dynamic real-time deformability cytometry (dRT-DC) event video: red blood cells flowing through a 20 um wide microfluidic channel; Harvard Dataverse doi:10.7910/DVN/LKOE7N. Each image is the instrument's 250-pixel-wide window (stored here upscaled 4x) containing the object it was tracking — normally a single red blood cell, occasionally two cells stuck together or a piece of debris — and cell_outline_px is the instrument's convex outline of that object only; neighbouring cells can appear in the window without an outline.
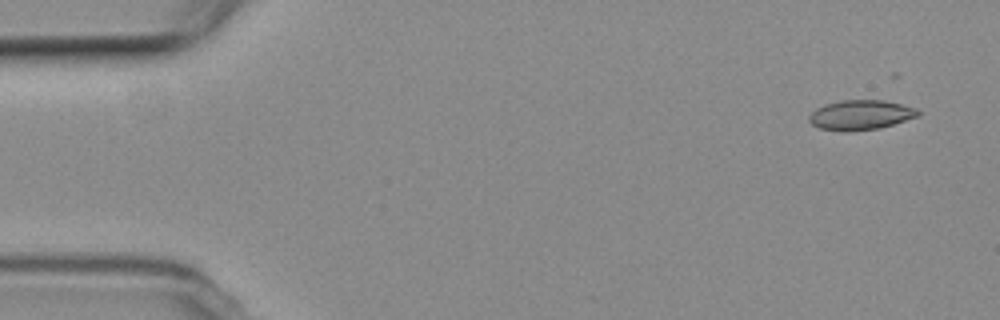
{"species": "common noctule bat (a hibernating species)", "species_latin": "Nyctalus noctula", "temperature_condition": "room temperature", "stored_images_in_passage": 5, "camera_frame_rate_fps": 3000, "um_per_image_px": 0.085, "animal": {"sex": "female", "body_mass_g": 19.3, "forearm_length_mm": 54.1}, "frame": {"image": 1, "passage_image": 1, "time_ms": 0.0, "image_size_px": [1000, 320], "cell_outline_px": [[920, 116], [880, 128], [848, 132], [844, 132], [820, 128], [812, 124], [808, 120], [808, 116], [816, 108], [824, 104], [840, 100], [884, 100], [916, 108], [920, 112]], "centroid_in_image_um": [73.14, 9.77], "position_along_channel_um": 11.9, "area_um2": 19.07}}
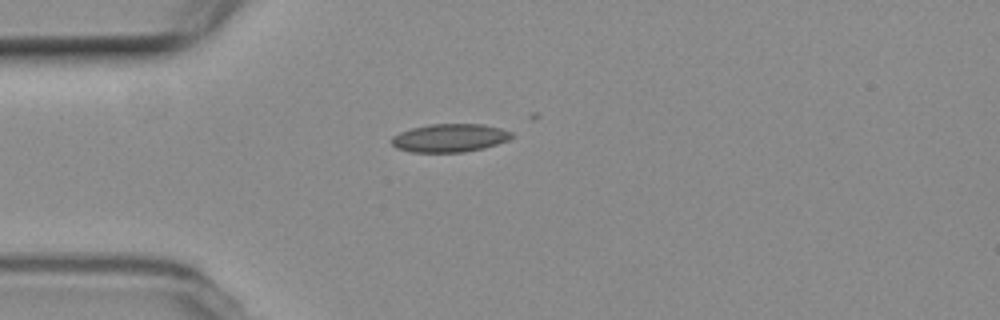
{"frame": {"image": 2, "passage_image": 4, "time_ms": 4.0, "image_size_px": [1000, 320], "cell_outline_px": [[512, 136], [508, 140], [484, 148], [464, 152], [412, 152], [396, 148], [392, 144], [392, 136], [400, 132], [412, 128], [428, 124], [484, 124], [500, 128], [512, 132]], "centroid_in_image_um": [38.22, 11.72], "position_along_channel_um": 46.8, "area_um2": 19.71}}